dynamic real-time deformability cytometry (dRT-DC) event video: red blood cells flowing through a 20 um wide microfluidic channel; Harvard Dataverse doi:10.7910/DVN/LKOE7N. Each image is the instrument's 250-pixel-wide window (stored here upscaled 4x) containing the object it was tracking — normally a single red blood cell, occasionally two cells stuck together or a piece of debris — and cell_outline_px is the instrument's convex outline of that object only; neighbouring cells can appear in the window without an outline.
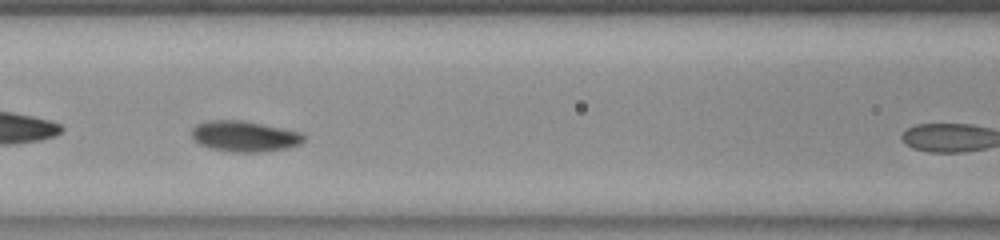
{"species": "common noctule bat (a hibernating species)", "species_latin": "Nyctalus noctula", "temperature_condition": "room temperature", "stored_images_in_passage": 18, "camera_frame_rate_fps": 3000, "um_per_image_px": 0.085, "animal": {"sex": "female", "body_mass_g": 23.0, "forearm_length_mm": 53.4}, "frame": {"image": 1, "passage_image": 8, "time_ms": 2.333, "image_size_px": [1000, 240], "cell_outline_px": [[304, 140], [300, 144], [288, 148], [264, 152], [232, 152], [212, 148], [200, 144], [192, 136], [192, 128], [196, 124], [208, 120], [244, 120], [300, 132], [304, 136]], "centroid_in_image_um": [20.79, 11.58], "position_along_channel_um": 145.8, "area_um2": 20.06}}